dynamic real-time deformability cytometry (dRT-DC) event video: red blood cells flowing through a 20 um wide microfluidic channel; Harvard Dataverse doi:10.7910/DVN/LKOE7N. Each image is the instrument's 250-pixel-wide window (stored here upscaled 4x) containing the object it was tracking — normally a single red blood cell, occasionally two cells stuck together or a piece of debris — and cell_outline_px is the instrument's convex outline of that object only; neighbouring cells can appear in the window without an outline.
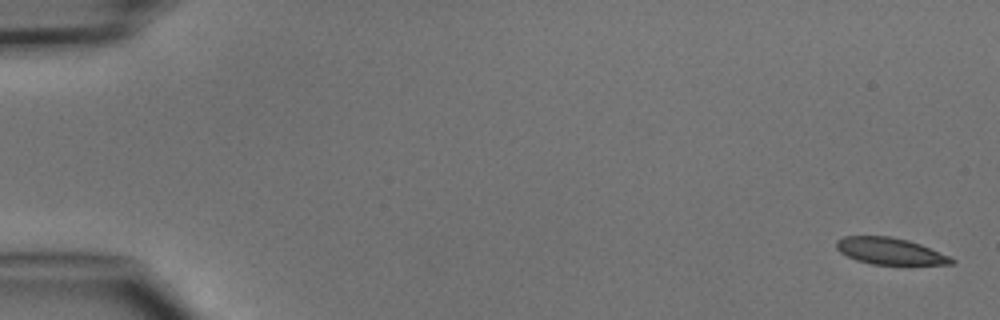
{"species": "common noctule bat (a hibernating species)", "species_latin": "Nyctalus noctula", "temperature_condition": "cold", "stored_images_in_passage": 5, "camera_frame_rate_fps": 3000, "um_per_image_px": 0.085, "animal": {"sex": "male", "body_mass_g": 15.6}, "frame": {"image": 1, "passage_image": 1, "time_ms": 0.0, "image_size_px": [1000, 320], "cell_outline_px": [[956, 260], [952, 264], [872, 264], [856, 260], [840, 252], [836, 248], [836, 240], [844, 236], [888, 236], [908, 240], [920, 244], [952, 256]], "centroid_in_image_um": [75.66, 21.34], "position_along_channel_um": 9.3, "area_um2": 17.86}}